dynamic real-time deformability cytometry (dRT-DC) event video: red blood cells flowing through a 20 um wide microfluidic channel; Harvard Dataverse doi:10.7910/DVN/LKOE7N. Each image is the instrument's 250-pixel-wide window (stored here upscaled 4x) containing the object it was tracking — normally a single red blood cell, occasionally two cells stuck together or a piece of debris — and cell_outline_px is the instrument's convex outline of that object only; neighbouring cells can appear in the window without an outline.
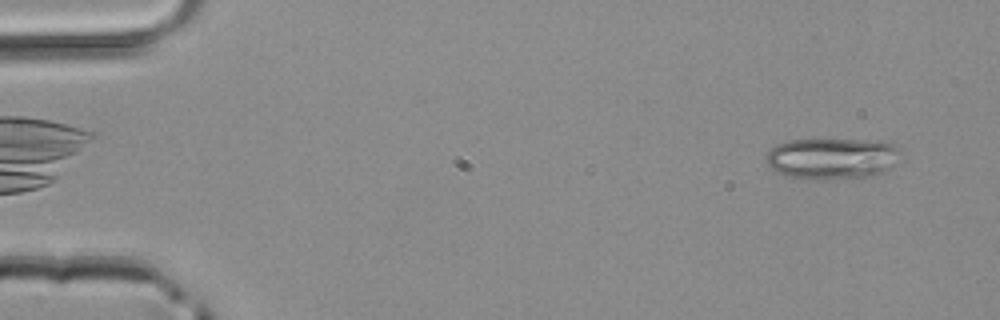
{"species": "common noctule bat (a hibernating species)", "species_latin": "Nyctalus noctula", "temperature_condition": "room temperature", "stored_images_in_passage": 4, "camera_frame_rate_fps": 3000, "um_per_image_px": 0.085, "animal": {"sex": "male", "body_mass_g": 20.4}, "frame": {"image": 1, "passage_image": 4, "time_ms": 1.0, "image_size_px": [1000, 320], "cell_outline_px": [[900, 152], [892, 164], [884, 172], [876, 176], [824, 180], [816, 180], [788, 176], [776, 172], [768, 164], [764, 156], [776, 144], [788, 140], [860, 140], [900, 144]], "centroid_in_image_um": [70.71, 13.48], "position_along_channel_um": 14.3, "area_um2": 32.43}}